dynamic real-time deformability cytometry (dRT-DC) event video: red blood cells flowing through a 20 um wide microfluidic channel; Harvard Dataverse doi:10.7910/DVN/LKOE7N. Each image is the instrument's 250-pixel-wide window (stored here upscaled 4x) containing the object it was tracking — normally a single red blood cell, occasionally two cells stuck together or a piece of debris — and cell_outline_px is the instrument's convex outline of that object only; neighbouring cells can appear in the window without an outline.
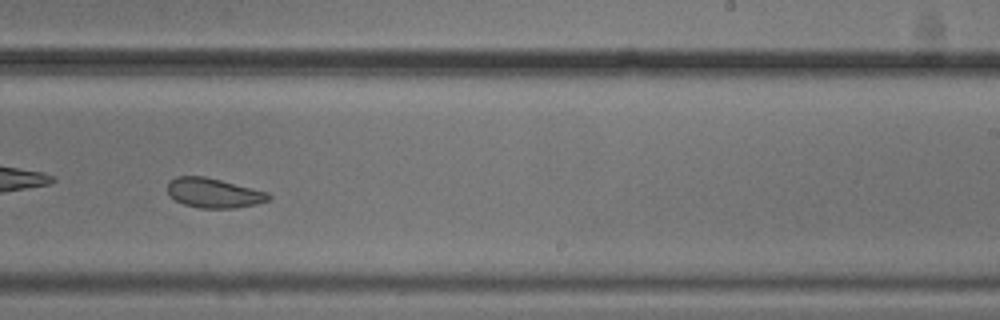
{"species": "common noctule bat (a hibernating species)", "species_latin": "Nyctalus noctula", "temperature_condition": "cold", "stored_images_in_passage": 37, "camera_frame_rate_fps": 3000, "um_per_image_px": 0.085, "animal": {"sex": "male", "body_mass_g": 20.5, "forearm_length_mm": 52.5}, "frame": {"image": 1, "passage_image": 27, "time_ms": 8.667, "image_size_px": [1000, 320], "cell_outline_px": [[272, 200], [256, 204], [236, 208], [200, 208], [184, 204], [176, 200], [168, 192], [168, 180], [176, 176], [204, 176], [268, 192], [272, 196]], "centroid_in_image_um": [18.19, 16.4], "position_along_channel_um": 270.8, "area_um2": 17.46}, "authors_computed_cell_mechanics": {"area_um2": 18.6694, "velocity_mm_per_s": 3.6843, "shape_relaxation_time_tau1_ms": null, "shape_relaxation_time_tau2_ms": 0.4615, "deformation_change_tau1": null, "deformation_change_tau2": 0.0442}}